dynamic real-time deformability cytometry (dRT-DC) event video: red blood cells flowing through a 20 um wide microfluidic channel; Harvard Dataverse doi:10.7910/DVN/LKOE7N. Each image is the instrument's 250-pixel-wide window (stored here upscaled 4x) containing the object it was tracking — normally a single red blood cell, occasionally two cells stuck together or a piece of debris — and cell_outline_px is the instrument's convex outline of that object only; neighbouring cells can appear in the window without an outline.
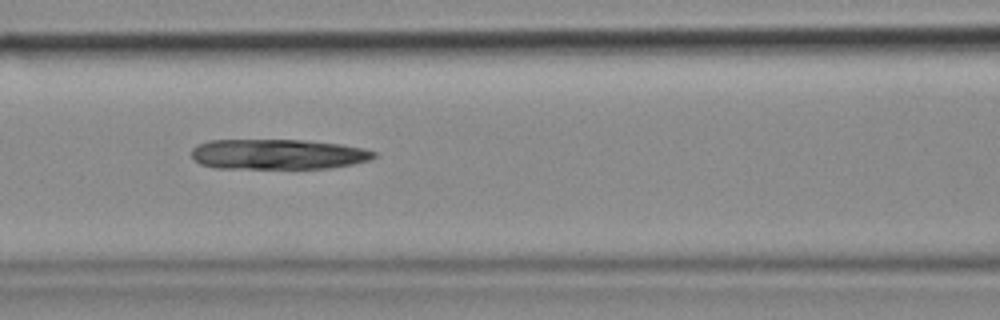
{"species": "common noctule bat (a hibernating species)", "species_latin": "Nyctalus noctula", "temperature_condition": "cold", "stored_images_in_passage": 6, "camera_frame_rate_fps": 3000, "um_per_image_px": 0.085, "animal": {"sex": "female", "body_mass_g": 18.4}, "frame": {"image": 1, "passage_image": 6, "time_ms": 1.667, "image_size_px": [1000, 320], "cell_outline_px": [[376, 156], [368, 160], [352, 164], [328, 168], [216, 168], [200, 164], [192, 156], [192, 148], [200, 144], [212, 140], [304, 140], [340, 144], [364, 148], [376, 152]], "centroid_in_image_um": [23.63, 13.11], "position_along_channel_um": 143.0, "area_um2": 31.96}}